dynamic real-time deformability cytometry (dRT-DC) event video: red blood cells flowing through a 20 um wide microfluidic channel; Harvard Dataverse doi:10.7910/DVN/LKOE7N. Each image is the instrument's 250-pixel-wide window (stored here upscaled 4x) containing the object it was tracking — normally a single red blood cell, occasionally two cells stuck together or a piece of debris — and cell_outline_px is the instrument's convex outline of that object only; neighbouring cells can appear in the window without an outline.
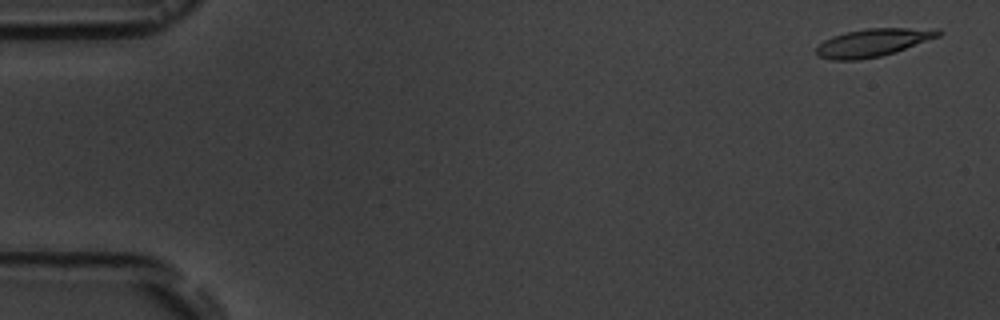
{"species": "common noctule bat (a hibernating species)", "species_latin": "Nyctalus noctula", "temperature_condition": "room temperature", "stored_images_in_passage": 4, "camera_frame_rate_fps": 3000, "um_per_image_px": 0.085, "animal": {"sex": "male", "body_mass_g": 19.5, "forearm_length_mm": 54.6}, "frame": {"image": 1, "passage_image": 1, "time_ms": 0.0, "image_size_px": [1000, 320], "cell_outline_px": [[944, 32], [940, 36], [896, 52], [880, 56], [860, 60], [832, 60], [816, 56], [816, 48], [824, 40], [832, 36], [844, 32], [868, 28], [940, 28]], "centroid_in_image_um": [74.23, 3.61], "position_along_channel_um": 10.8, "area_um2": 20.11}}
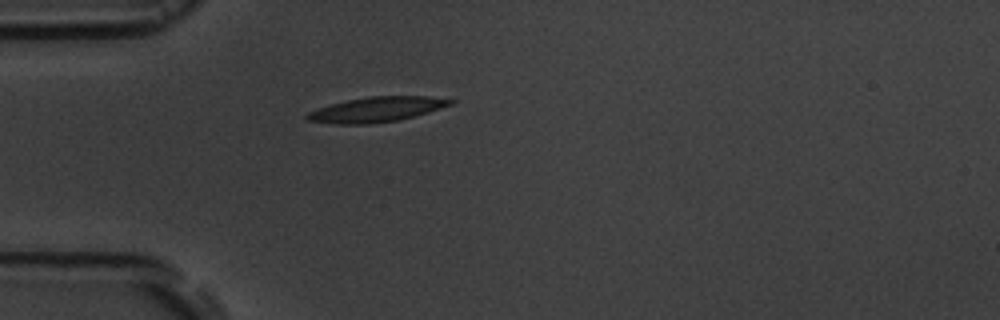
{"frame": {"image": 2, "passage_image": 4, "time_ms": 4.667, "image_size_px": [1000, 320], "cell_outline_px": [[456, 100], [452, 104], [428, 112], [400, 120], [368, 124], [332, 124], [308, 120], [304, 116], [308, 112], [332, 104], [348, 100], [368, 96], [428, 96]], "centroid_in_image_um": [32.02, 9.31], "position_along_channel_um": 53.0, "area_um2": 20.75}}